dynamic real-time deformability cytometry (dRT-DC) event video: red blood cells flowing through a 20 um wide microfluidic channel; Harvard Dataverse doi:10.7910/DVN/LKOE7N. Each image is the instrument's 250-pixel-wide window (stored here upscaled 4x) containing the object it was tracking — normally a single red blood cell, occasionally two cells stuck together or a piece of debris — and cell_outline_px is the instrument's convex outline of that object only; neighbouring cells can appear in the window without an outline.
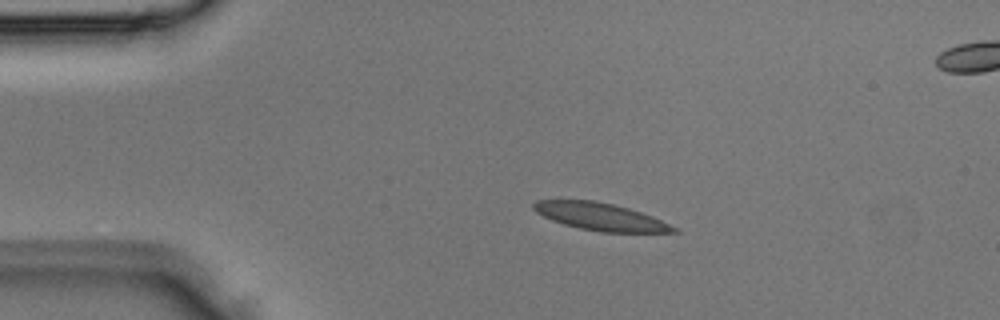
{"species": "Egyptian fruit bat (a non-hibernating species)", "species_latin": "Rousettus aegyptiacus", "temperature_condition": "room temperature", "stored_images_in_passage": 3, "camera_frame_rate_fps": 3000, "um_per_image_px": 0.085, "animal": {"sex": "male"}, "frame": {"image": 1, "passage_image": 1, "time_ms": 0.0, "image_size_px": [1000, 320], "cell_outline_px": [[680, 232], [600, 232], [580, 228], [564, 224], [552, 220], [536, 212], [532, 208], [532, 204], [536, 200], [592, 200], [612, 204], [628, 208], [652, 216], [680, 228]], "centroid_in_image_um": [51.06, 18.42], "position_along_channel_um": 33.9, "area_um2": 22.31}}